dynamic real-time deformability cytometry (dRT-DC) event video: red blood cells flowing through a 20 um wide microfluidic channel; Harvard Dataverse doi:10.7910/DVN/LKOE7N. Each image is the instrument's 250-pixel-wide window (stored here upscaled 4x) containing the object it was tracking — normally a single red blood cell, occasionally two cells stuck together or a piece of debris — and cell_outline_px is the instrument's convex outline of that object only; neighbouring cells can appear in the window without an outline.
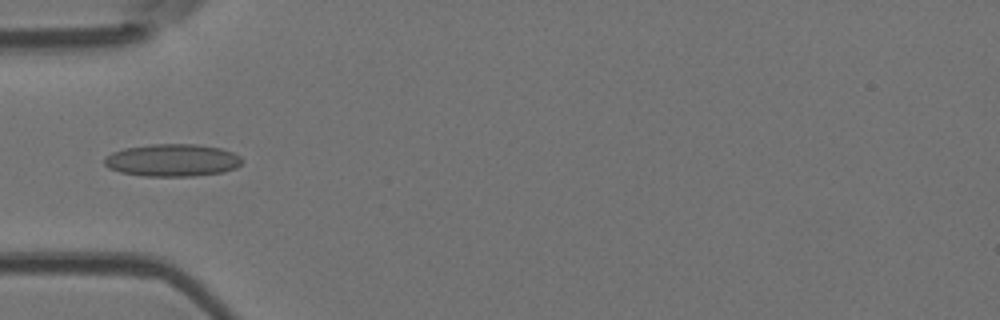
{"species": "Egyptian fruit bat (a non-hibernating species)", "species_latin": "Rousettus aegyptiacus", "temperature_condition": "room temperature", "stored_images_in_passage": 1, "camera_frame_rate_fps": 3000, "um_per_image_px": 0.085, "animal": {"sex": "female"}, "frame": {"image": 1, "passage_image": 1, "time_ms": 0.0, "image_size_px": [1000, 320], "cell_outline_px": [[244, 160], [236, 168], [224, 172], [192, 176], [144, 176], [120, 172], [108, 168], [104, 164], [104, 156], [112, 152], [124, 148], [152, 144], [196, 144], [220, 148], [232, 152], [240, 156]], "centroid_in_image_um": [14.64, 13.62], "position_along_channel_um": 70.4, "area_um2": 26.18}}